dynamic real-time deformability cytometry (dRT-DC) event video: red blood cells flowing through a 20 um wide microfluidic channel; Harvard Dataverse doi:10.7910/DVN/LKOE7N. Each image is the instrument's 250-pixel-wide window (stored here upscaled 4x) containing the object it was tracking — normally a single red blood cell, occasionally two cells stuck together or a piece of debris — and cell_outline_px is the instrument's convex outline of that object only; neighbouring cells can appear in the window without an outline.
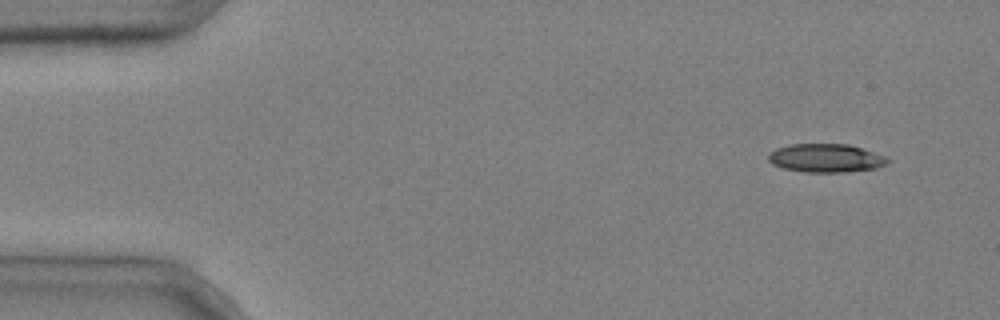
{"species": "common noctule bat (a hibernating species)", "species_latin": "Nyctalus noctula", "temperature_condition": "cold", "stored_images_in_passage": 4, "camera_frame_rate_fps": 3000, "um_per_image_px": 0.085, "animal": {"sex": "male", "body_mass_g": 20.4}, "frame": {"image": 1, "passage_image": 1, "time_ms": 0.0, "image_size_px": [1000, 320], "cell_outline_px": [[892, 160], [888, 164], [876, 168], [844, 172], [804, 172], [784, 168], [772, 164], [768, 160], [768, 152], [776, 148], [792, 144], [848, 144], [888, 156]], "centroid_in_image_um": [70.23, 13.43], "position_along_channel_um": 14.8, "area_um2": 20.0}}
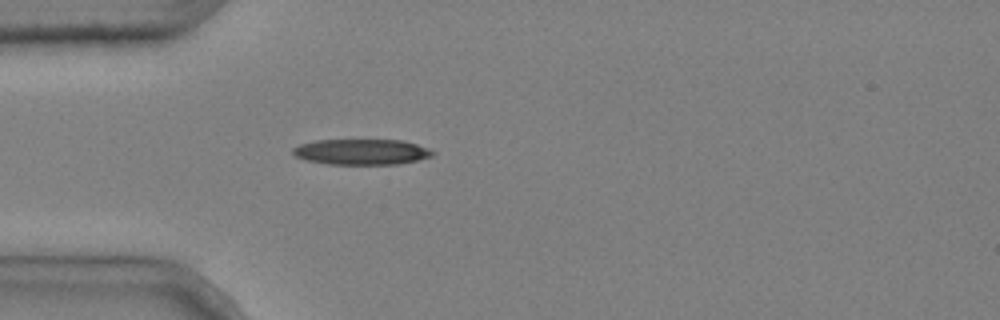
{"frame": {"image": 2, "passage_image": 4, "time_ms": 1.0, "image_size_px": [1000, 320], "cell_outline_px": [[436, 152], [432, 156], [416, 160], [396, 164], [328, 164], [308, 160], [296, 156], [292, 152], [292, 148], [300, 144], [316, 140], [404, 140], [428, 148]], "centroid_in_image_um": [30.74, 12.9], "position_along_channel_um": 54.3, "area_um2": 20.75}}